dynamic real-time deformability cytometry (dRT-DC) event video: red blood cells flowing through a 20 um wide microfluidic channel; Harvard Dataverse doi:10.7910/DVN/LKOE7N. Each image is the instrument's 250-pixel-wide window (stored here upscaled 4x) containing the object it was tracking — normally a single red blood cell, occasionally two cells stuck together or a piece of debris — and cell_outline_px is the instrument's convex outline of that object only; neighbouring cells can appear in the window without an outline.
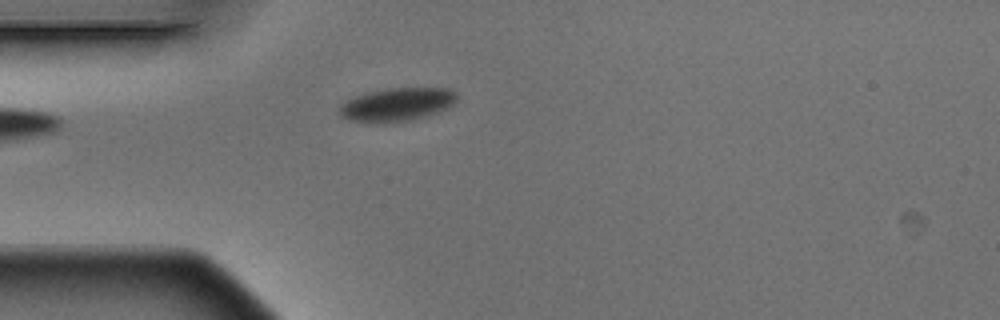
{"species": "Egyptian fruit bat (a non-hibernating species)", "species_latin": "Rousettus aegyptiacus", "temperature_condition": "warm", "stored_images_in_passage": 1, "camera_frame_rate_fps": 3000, "um_per_image_px": 0.085, "animal": {"sex": "male"}, "frame": {"image": 1, "passage_image": 1, "time_ms": 0.0, "image_size_px": [1000, 320], "cell_outline_px": [[456, 100], [452, 104], [444, 108], [424, 116], [408, 120], [352, 120], [344, 116], [340, 112], [340, 104], [344, 100], [368, 92], [392, 88], [452, 88], [456, 92]], "centroid_in_image_um": [33.77, 8.82], "position_along_channel_um": 51.2, "area_um2": 21.62}}